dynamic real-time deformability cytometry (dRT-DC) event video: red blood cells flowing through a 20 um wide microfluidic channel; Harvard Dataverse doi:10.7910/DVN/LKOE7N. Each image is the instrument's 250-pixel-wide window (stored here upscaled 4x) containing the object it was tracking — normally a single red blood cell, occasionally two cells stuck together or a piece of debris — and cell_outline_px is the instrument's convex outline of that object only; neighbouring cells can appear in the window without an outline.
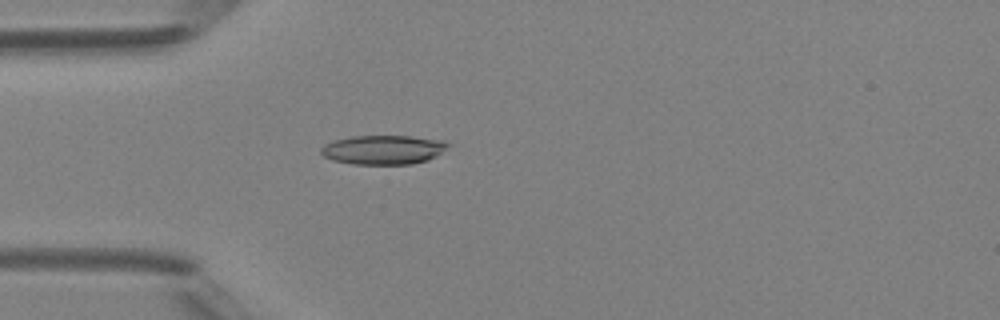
{"species": "Egyptian fruit bat (a non-hibernating species)", "species_latin": "Rousettus aegyptiacus", "temperature_condition": "room temperature", "stored_images_in_passage": 36, "camera_frame_rate_fps": 3000, "um_per_image_px": 0.085, "animal": {"sex": "female"}, "frame": {"image": 1, "passage_image": 2, "time_ms": 0.333, "image_size_px": [1000, 320], "cell_outline_px": [[452, 144], [436, 156], [428, 160], [412, 164], [352, 164], [332, 160], [324, 156], [320, 152], [320, 148], [324, 144], [336, 140], [352, 136], [412, 136], [444, 140]], "centroid_in_image_um": [32.6, 12.72], "position_along_channel_um": 52.4, "area_um2": 21.73}}
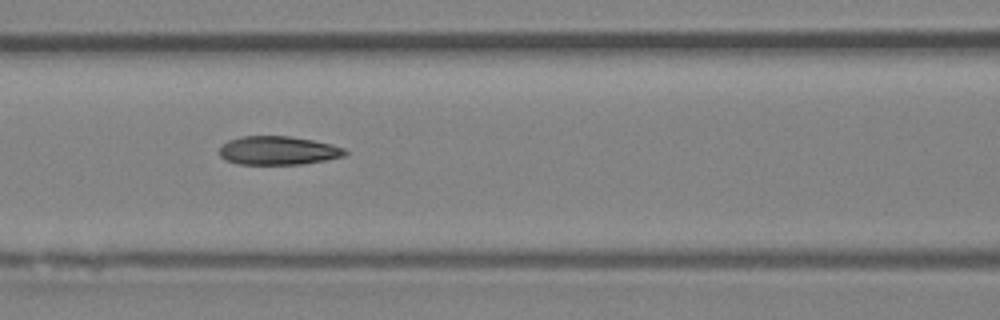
{"frame": {"image": 2, "passage_image": 9, "time_ms": 2.667, "image_size_px": [1000, 320], "cell_outline_px": [[348, 152], [344, 156], [304, 164], [240, 164], [224, 160], [220, 156], [220, 148], [228, 140], [240, 136], [292, 136], [332, 144], [344, 148]], "centroid_in_image_um": [23.64, 12.79], "position_along_channel_um": 143.0, "area_um2": 20.98}}
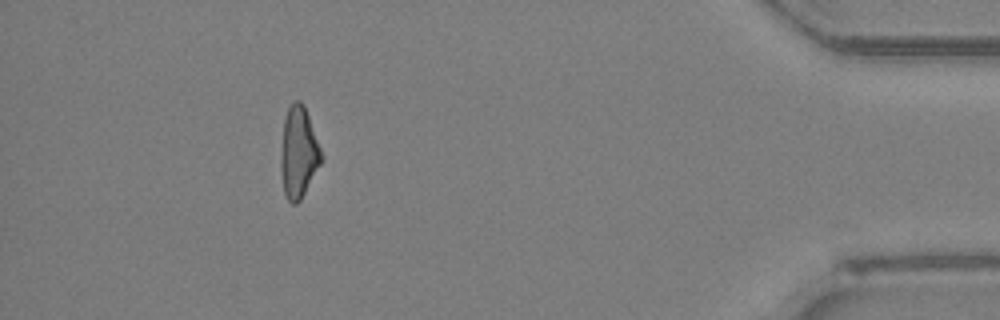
{"frame": {"image": 3, "passage_image": 32, "time_ms": 10.333, "image_size_px": [1000, 320], "cell_outline_px": [[324, 156], [320, 164], [300, 200], [296, 204], [292, 204], [288, 200], [284, 192], [280, 168], [280, 152], [284, 120], [288, 108], [292, 100], [300, 100], [304, 104]], "centroid_in_image_um": [25.37, 12.92], "position_along_channel_um": 409.8, "area_um2": 21.62}, "authors_computed_cell_mechanics": {"area_um2": 21.2415, "velocity_mm_per_s": 4.2374, "shape_relaxation_time_tau1_ms": null, "shape_relaxation_time_tau2_ms": 3.3566, "deformation_change_tau1": null, "deformation_change_tau2": 0.1254}}